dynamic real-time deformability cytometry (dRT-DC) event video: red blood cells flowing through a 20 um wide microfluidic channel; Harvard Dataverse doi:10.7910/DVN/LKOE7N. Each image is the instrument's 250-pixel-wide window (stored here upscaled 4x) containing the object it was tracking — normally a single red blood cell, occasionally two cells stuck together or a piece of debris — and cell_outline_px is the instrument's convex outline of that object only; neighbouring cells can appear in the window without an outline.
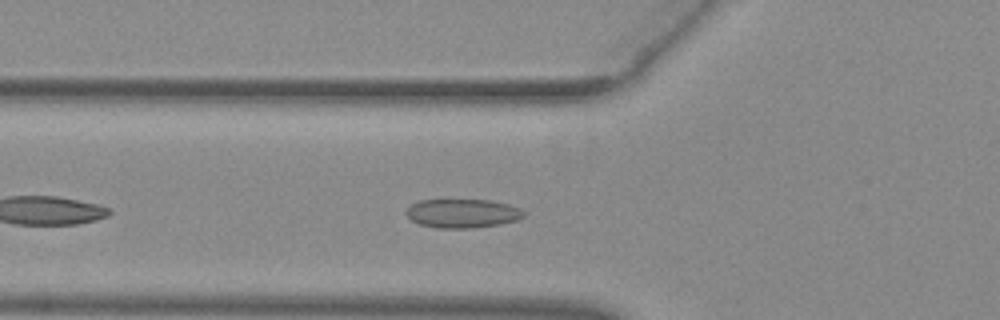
{"species": "common noctule bat (a hibernating species)", "species_latin": "Nyctalus noctula", "temperature_condition": "warm", "stored_images_in_passage": 39, "camera_frame_rate_fps": 3000, "um_per_image_px": 0.085, "animal": {"sex": "female", "body_mass_g": 29.2, "forearm_length_mm": 56.3}, "frame": {"image": 1, "passage_image": 6, "time_ms": 1.667, "image_size_px": [1000, 320], "cell_outline_px": [[524, 216], [516, 220], [500, 224], [472, 228], [436, 228], [420, 224], [412, 220], [408, 216], [408, 208], [412, 204], [420, 200], [488, 200], [508, 204], [520, 208], [524, 212]], "centroid_in_image_um": [39.33, 18.14], "position_along_channel_um": 86.5, "area_um2": 19.54}}
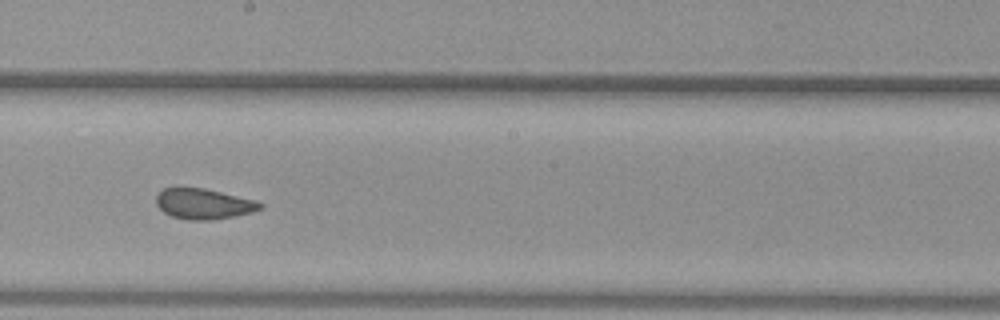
{"frame": {"image": 2, "passage_image": 17, "time_ms": 5.333, "image_size_px": [1000, 320], "cell_outline_px": [[264, 208], [252, 212], [212, 220], [188, 220], [172, 216], [164, 212], [156, 204], [156, 196], [164, 188], [176, 184], [180, 184], [204, 188], [256, 200], [264, 204]], "centroid_in_image_um": [17.27, 17.28], "position_along_channel_um": 230.9, "area_um2": 19.02}}
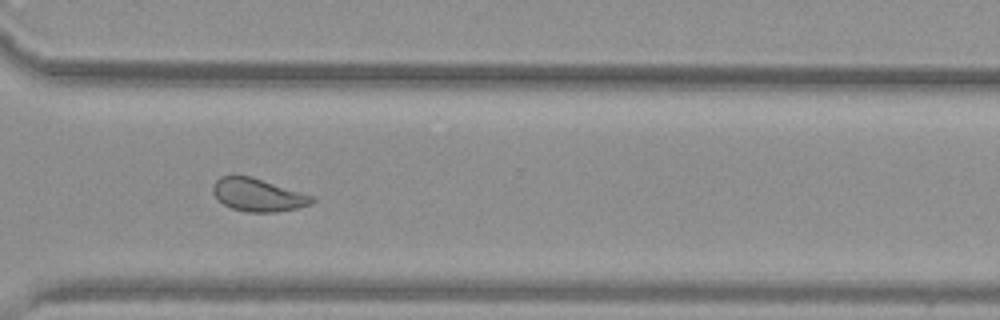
{"frame": {"image": 3, "passage_image": 26, "time_ms": 8.333, "image_size_px": [1000, 320], "cell_outline_px": [[316, 200], [312, 204], [296, 208], [276, 212], [244, 212], [232, 208], [224, 204], [212, 192], [212, 184], [220, 176], [252, 176], [316, 196]], "centroid_in_image_um": [21.97, 16.56], "position_along_channel_um": 348.6, "area_um2": 19.19}, "authors_computed_cell_mechanics": {"area_um2": 19.3052, "velocity_mm_per_s": 3.9321, "shape_relaxation_time_tau1_ms": 7.5528, "shape_relaxation_time_tau2_ms": 1.1394, "deformation_change_tau1": 0.1274, "deformation_change_tau2": 0.054}}